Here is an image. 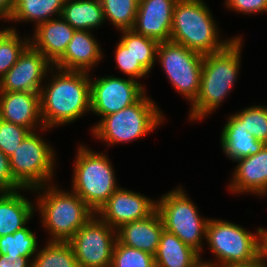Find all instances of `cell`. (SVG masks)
<instances>
[{"instance_id":"1","label":"cell","mask_w":267,"mask_h":267,"mask_svg":"<svg viewBox=\"0 0 267 267\" xmlns=\"http://www.w3.org/2000/svg\"><path fill=\"white\" fill-rule=\"evenodd\" d=\"M53 69L52 79L40 92L41 118L47 130L74 122L91 111L90 74L58 68L55 74Z\"/></svg>"},{"instance_id":"2","label":"cell","mask_w":267,"mask_h":267,"mask_svg":"<svg viewBox=\"0 0 267 267\" xmlns=\"http://www.w3.org/2000/svg\"><path fill=\"white\" fill-rule=\"evenodd\" d=\"M242 41L241 36H235L224 49L204 55L199 94L190 105L191 121L216 111L233 89L241 65Z\"/></svg>"},{"instance_id":"3","label":"cell","mask_w":267,"mask_h":267,"mask_svg":"<svg viewBox=\"0 0 267 267\" xmlns=\"http://www.w3.org/2000/svg\"><path fill=\"white\" fill-rule=\"evenodd\" d=\"M215 22L203 0H178L173 10L170 41L202 55L218 52L235 37L221 41Z\"/></svg>"},{"instance_id":"4","label":"cell","mask_w":267,"mask_h":267,"mask_svg":"<svg viewBox=\"0 0 267 267\" xmlns=\"http://www.w3.org/2000/svg\"><path fill=\"white\" fill-rule=\"evenodd\" d=\"M34 191L39 193L36 204H38L42 225L51 236L49 241L68 242L77 230L96 214L72 190L61 191L55 185L48 184V186L33 189Z\"/></svg>"},{"instance_id":"5","label":"cell","mask_w":267,"mask_h":267,"mask_svg":"<svg viewBox=\"0 0 267 267\" xmlns=\"http://www.w3.org/2000/svg\"><path fill=\"white\" fill-rule=\"evenodd\" d=\"M267 235V229L257 228L256 235L235 223L209 219L206 226V242L216 261H203V267L252 265L258 262L259 247ZM258 236V237H257Z\"/></svg>"},{"instance_id":"6","label":"cell","mask_w":267,"mask_h":267,"mask_svg":"<svg viewBox=\"0 0 267 267\" xmlns=\"http://www.w3.org/2000/svg\"><path fill=\"white\" fill-rule=\"evenodd\" d=\"M146 93L134 104L104 116L91 129L95 138L109 145L137 140L164 121L162 111Z\"/></svg>"},{"instance_id":"7","label":"cell","mask_w":267,"mask_h":267,"mask_svg":"<svg viewBox=\"0 0 267 267\" xmlns=\"http://www.w3.org/2000/svg\"><path fill=\"white\" fill-rule=\"evenodd\" d=\"M73 168L72 191L95 212L119 188L111 161L104 153L78 146Z\"/></svg>"},{"instance_id":"8","label":"cell","mask_w":267,"mask_h":267,"mask_svg":"<svg viewBox=\"0 0 267 267\" xmlns=\"http://www.w3.org/2000/svg\"><path fill=\"white\" fill-rule=\"evenodd\" d=\"M182 187L179 186L161 196L156 201V210L161 216L164 229L175 234L200 254V251H203L202 240L206 239L209 219L200 217L197 206Z\"/></svg>"},{"instance_id":"9","label":"cell","mask_w":267,"mask_h":267,"mask_svg":"<svg viewBox=\"0 0 267 267\" xmlns=\"http://www.w3.org/2000/svg\"><path fill=\"white\" fill-rule=\"evenodd\" d=\"M36 133L30 132L9 157L13 178L23 188L36 189L51 184L54 175L55 151Z\"/></svg>"},{"instance_id":"10","label":"cell","mask_w":267,"mask_h":267,"mask_svg":"<svg viewBox=\"0 0 267 267\" xmlns=\"http://www.w3.org/2000/svg\"><path fill=\"white\" fill-rule=\"evenodd\" d=\"M204 55L187 47L167 41L160 42L157 57L175 91L188 99L196 100L201 82Z\"/></svg>"},{"instance_id":"11","label":"cell","mask_w":267,"mask_h":267,"mask_svg":"<svg viewBox=\"0 0 267 267\" xmlns=\"http://www.w3.org/2000/svg\"><path fill=\"white\" fill-rule=\"evenodd\" d=\"M116 229L96 214L68 241L79 267H111Z\"/></svg>"},{"instance_id":"12","label":"cell","mask_w":267,"mask_h":267,"mask_svg":"<svg viewBox=\"0 0 267 267\" xmlns=\"http://www.w3.org/2000/svg\"><path fill=\"white\" fill-rule=\"evenodd\" d=\"M140 83L112 75L91 79V112L104 117L134 104L145 94V85Z\"/></svg>"},{"instance_id":"13","label":"cell","mask_w":267,"mask_h":267,"mask_svg":"<svg viewBox=\"0 0 267 267\" xmlns=\"http://www.w3.org/2000/svg\"><path fill=\"white\" fill-rule=\"evenodd\" d=\"M52 67L53 64L29 44L17 62L0 79V92L40 93L44 77L48 78L47 73Z\"/></svg>"},{"instance_id":"14","label":"cell","mask_w":267,"mask_h":267,"mask_svg":"<svg viewBox=\"0 0 267 267\" xmlns=\"http://www.w3.org/2000/svg\"><path fill=\"white\" fill-rule=\"evenodd\" d=\"M156 210V201L138 192L119 187L96 215L112 228L147 218Z\"/></svg>"},{"instance_id":"15","label":"cell","mask_w":267,"mask_h":267,"mask_svg":"<svg viewBox=\"0 0 267 267\" xmlns=\"http://www.w3.org/2000/svg\"><path fill=\"white\" fill-rule=\"evenodd\" d=\"M178 0H139L133 31L160 42L170 41L173 10Z\"/></svg>"},{"instance_id":"16","label":"cell","mask_w":267,"mask_h":267,"mask_svg":"<svg viewBox=\"0 0 267 267\" xmlns=\"http://www.w3.org/2000/svg\"><path fill=\"white\" fill-rule=\"evenodd\" d=\"M0 119L23 126L31 132L38 125L42 131L47 129L41 118L40 93L0 92Z\"/></svg>"},{"instance_id":"17","label":"cell","mask_w":267,"mask_h":267,"mask_svg":"<svg viewBox=\"0 0 267 267\" xmlns=\"http://www.w3.org/2000/svg\"><path fill=\"white\" fill-rule=\"evenodd\" d=\"M228 189L233 193L267 194V144L255 155L236 160Z\"/></svg>"},{"instance_id":"18","label":"cell","mask_w":267,"mask_h":267,"mask_svg":"<svg viewBox=\"0 0 267 267\" xmlns=\"http://www.w3.org/2000/svg\"><path fill=\"white\" fill-rule=\"evenodd\" d=\"M91 31L75 30L64 54L53 64V67L89 73L94 65L103 58L100 45Z\"/></svg>"},{"instance_id":"19","label":"cell","mask_w":267,"mask_h":267,"mask_svg":"<svg viewBox=\"0 0 267 267\" xmlns=\"http://www.w3.org/2000/svg\"><path fill=\"white\" fill-rule=\"evenodd\" d=\"M163 229L161 216L155 210L147 218L120 226L116 229V238L123 245L155 255Z\"/></svg>"},{"instance_id":"20","label":"cell","mask_w":267,"mask_h":267,"mask_svg":"<svg viewBox=\"0 0 267 267\" xmlns=\"http://www.w3.org/2000/svg\"><path fill=\"white\" fill-rule=\"evenodd\" d=\"M30 44L54 64L65 52L75 29L61 16L35 27Z\"/></svg>"},{"instance_id":"21","label":"cell","mask_w":267,"mask_h":267,"mask_svg":"<svg viewBox=\"0 0 267 267\" xmlns=\"http://www.w3.org/2000/svg\"><path fill=\"white\" fill-rule=\"evenodd\" d=\"M220 138L224 154L233 162L257 154L265 145L243 127L235 113L228 117Z\"/></svg>"},{"instance_id":"22","label":"cell","mask_w":267,"mask_h":267,"mask_svg":"<svg viewBox=\"0 0 267 267\" xmlns=\"http://www.w3.org/2000/svg\"><path fill=\"white\" fill-rule=\"evenodd\" d=\"M201 256L175 234L163 229L154 255L155 267H203Z\"/></svg>"},{"instance_id":"23","label":"cell","mask_w":267,"mask_h":267,"mask_svg":"<svg viewBox=\"0 0 267 267\" xmlns=\"http://www.w3.org/2000/svg\"><path fill=\"white\" fill-rule=\"evenodd\" d=\"M19 191L21 190L0 192V236L13 234L24 228L33 217L34 211H38L36 205Z\"/></svg>"},{"instance_id":"24","label":"cell","mask_w":267,"mask_h":267,"mask_svg":"<svg viewBox=\"0 0 267 267\" xmlns=\"http://www.w3.org/2000/svg\"><path fill=\"white\" fill-rule=\"evenodd\" d=\"M61 17L75 30L91 31L105 22L100 0H65Z\"/></svg>"},{"instance_id":"25","label":"cell","mask_w":267,"mask_h":267,"mask_svg":"<svg viewBox=\"0 0 267 267\" xmlns=\"http://www.w3.org/2000/svg\"><path fill=\"white\" fill-rule=\"evenodd\" d=\"M65 0H15L9 21L36 22L35 27L45 21L60 17ZM52 15V16H51Z\"/></svg>"},{"instance_id":"26","label":"cell","mask_w":267,"mask_h":267,"mask_svg":"<svg viewBox=\"0 0 267 267\" xmlns=\"http://www.w3.org/2000/svg\"><path fill=\"white\" fill-rule=\"evenodd\" d=\"M31 260V267H79L69 242L48 241Z\"/></svg>"},{"instance_id":"27","label":"cell","mask_w":267,"mask_h":267,"mask_svg":"<svg viewBox=\"0 0 267 267\" xmlns=\"http://www.w3.org/2000/svg\"><path fill=\"white\" fill-rule=\"evenodd\" d=\"M120 42L132 52L136 60L150 72L157 60L159 42L139 35L133 30H122Z\"/></svg>"},{"instance_id":"28","label":"cell","mask_w":267,"mask_h":267,"mask_svg":"<svg viewBox=\"0 0 267 267\" xmlns=\"http://www.w3.org/2000/svg\"><path fill=\"white\" fill-rule=\"evenodd\" d=\"M105 20L117 30H132L135 24L139 0H100Z\"/></svg>"},{"instance_id":"29","label":"cell","mask_w":267,"mask_h":267,"mask_svg":"<svg viewBox=\"0 0 267 267\" xmlns=\"http://www.w3.org/2000/svg\"><path fill=\"white\" fill-rule=\"evenodd\" d=\"M38 249L36 235L27 226L13 234L0 236L1 255H21L30 259Z\"/></svg>"},{"instance_id":"30","label":"cell","mask_w":267,"mask_h":267,"mask_svg":"<svg viewBox=\"0 0 267 267\" xmlns=\"http://www.w3.org/2000/svg\"><path fill=\"white\" fill-rule=\"evenodd\" d=\"M30 44V39H24L16 28L9 29L0 37V79L17 62L24 49Z\"/></svg>"},{"instance_id":"31","label":"cell","mask_w":267,"mask_h":267,"mask_svg":"<svg viewBox=\"0 0 267 267\" xmlns=\"http://www.w3.org/2000/svg\"><path fill=\"white\" fill-rule=\"evenodd\" d=\"M111 267H155L154 255L119 243L112 252Z\"/></svg>"},{"instance_id":"32","label":"cell","mask_w":267,"mask_h":267,"mask_svg":"<svg viewBox=\"0 0 267 267\" xmlns=\"http://www.w3.org/2000/svg\"><path fill=\"white\" fill-rule=\"evenodd\" d=\"M243 127L253 136L267 144V106L253 105L235 114Z\"/></svg>"},{"instance_id":"33","label":"cell","mask_w":267,"mask_h":267,"mask_svg":"<svg viewBox=\"0 0 267 267\" xmlns=\"http://www.w3.org/2000/svg\"><path fill=\"white\" fill-rule=\"evenodd\" d=\"M31 131L0 119V150L10 157Z\"/></svg>"},{"instance_id":"34","label":"cell","mask_w":267,"mask_h":267,"mask_svg":"<svg viewBox=\"0 0 267 267\" xmlns=\"http://www.w3.org/2000/svg\"><path fill=\"white\" fill-rule=\"evenodd\" d=\"M115 61L117 67L128 78L139 79L148 75L149 71L136 60L130 50H128L120 41L115 49Z\"/></svg>"},{"instance_id":"35","label":"cell","mask_w":267,"mask_h":267,"mask_svg":"<svg viewBox=\"0 0 267 267\" xmlns=\"http://www.w3.org/2000/svg\"><path fill=\"white\" fill-rule=\"evenodd\" d=\"M18 190H31L23 188L14 178L10 169L9 157L0 150V192H15Z\"/></svg>"},{"instance_id":"36","label":"cell","mask_w":267,"mask_h":267,"mask_svg":"<svg viewBox=\"0 0 267 267\" xmlns=\"http://www.w3.org/2000/svg\"><path fill=\"white\" fill-rule=\"evenodd\" d=\"M226 8L243 14L267 13V0H225Z\"/></svg>"},{"instance_id":"37","label":"cell","mask_w":267,"mask_h":267,"mask_svg":"<svg viewBox=\"0 0 267 267\" xmlns=\"http://www.w3.org/2000/svg\"><path fill=\"white\" fill-rule=\"evenodd\" d=\"M31 259L21 255H1L0 267H31Z\"/></svg>"},{"instance_id":"38","label":"cell","mask_w":267,"mask_h":267,"mask_svg":"<svg viewBox=\"0 0 267 267\" xmlns=\"http://www.w3.org/2000/svg\"><path fill=\"white\" fill-rule=\"evenodd\" d=\"M15 6V0H0V19H10Z\"/></svg>"},{"instance_id":"39","label":"cell","mask_w":267,"mask_h":267,"mask_svg":"<svg viewBox=\"0 0 267 267\" xmlns=\"http://www.w3.org/2000/svg\"><path fill=\"white\" fill-rule=\"evenodd\" d=\"M258 262L261 267H267V235L261 241Z\"/></svg>"},{"instance_id":"40","label":"cell","mask_w":267,"mask_h":267,"mask_svg":"<svg viewBox=\"0 0 267 267\" xmlns=\"http://www.w3.org/2000/svg\"><path fill=\"white\" fill-rule=\"evenodd\" d=\"M224 267H261V265L259 264V262H256L252 265H229Z\"/></svg>"},{"instance_id":"41","label":"cell","mask_w":267,"mask_h":267,"mask_svg":"<svg viewBox=\"0 0 267 267\" xmlns=\"http://www.w3.org/2000/svg\"><path fill=\"white\" fill-rule=\"evenodd\" d=\"M9 29V27L8 28H5V29H3V30H0V37L7 31Z\"/></svg>"}]
</instances>
